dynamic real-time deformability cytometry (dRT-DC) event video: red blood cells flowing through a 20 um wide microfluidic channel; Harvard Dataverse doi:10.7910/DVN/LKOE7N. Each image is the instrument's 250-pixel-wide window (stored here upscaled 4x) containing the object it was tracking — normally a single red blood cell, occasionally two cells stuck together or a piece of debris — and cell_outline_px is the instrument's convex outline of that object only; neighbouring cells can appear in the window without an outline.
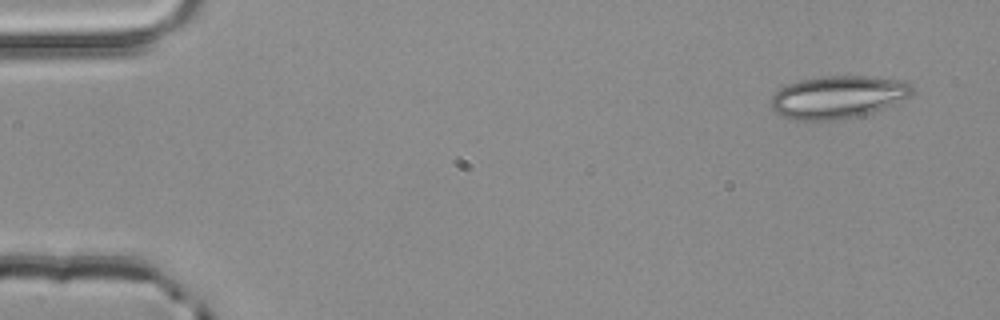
{"species": "common noctule bat (a hibernating species)", "species_latin": "Nyctalus noctula", "temperature_condition": "room temperature", "stored_images_in_passage": 3, "camera_frame_rate_fps": 3000, "um_per_image_px": 0.085, "animal": {"sex": "male", "body_mass_g": 20.4}, "frame": {"image": 1, "passage_image": 1, "time_ms": 0.0, "image_size_px": [1000, 320], "cell_outline_px": [[912, 92], [908, 96], [884, 108], [872, 112], [856, 116], [832, 120], [796, 120], [784, 116], [776, 112], [772, 108], [772, 96], [780, 88], [788, 84], [800, 80], [820, 76], [864, 76], [904, 80], [912, 84]], "centroid_in_image_um": [71.22, 8.23], "position_along_channel_um": 13.8, "area_um2": 34.68}}